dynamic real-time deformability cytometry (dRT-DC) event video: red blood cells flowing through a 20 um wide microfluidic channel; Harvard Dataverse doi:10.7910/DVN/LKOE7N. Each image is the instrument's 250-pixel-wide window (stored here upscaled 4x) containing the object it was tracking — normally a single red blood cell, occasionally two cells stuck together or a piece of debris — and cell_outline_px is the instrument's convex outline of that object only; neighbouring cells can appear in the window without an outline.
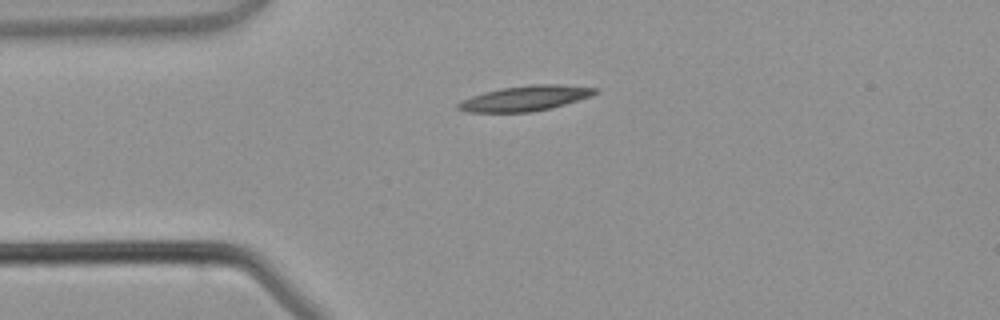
{"species": "common noctule bat (a hibernating species)", "species_latin": "Nyctalus noctula", "temperature_condition": "warm", "stored_images_in_passage": 3, "camera_frame_rate_fps": 3000, "um_per_image_px": 0.085, "animal": {"sex": "male", "body_mass_g": 21.5, "forearm_length_mm": 52.0}, "frame": {"image": 1, "passage_image": 3, "time_ms": 2.667, "image_size_px": [1000, 320], "cell_outline_px": [[600, 92], [592, 96], [552, 108], [532, 112], [468, 112], [456, 108], [456, 104], [460, 100], [484, 92], [500, 88], [528, 84], [560, 84], [600, 88]], "centroid_in_image_um": [44.68, 8.34], "position_along_channel_um": 40.3, "area_um2": 20.46}}